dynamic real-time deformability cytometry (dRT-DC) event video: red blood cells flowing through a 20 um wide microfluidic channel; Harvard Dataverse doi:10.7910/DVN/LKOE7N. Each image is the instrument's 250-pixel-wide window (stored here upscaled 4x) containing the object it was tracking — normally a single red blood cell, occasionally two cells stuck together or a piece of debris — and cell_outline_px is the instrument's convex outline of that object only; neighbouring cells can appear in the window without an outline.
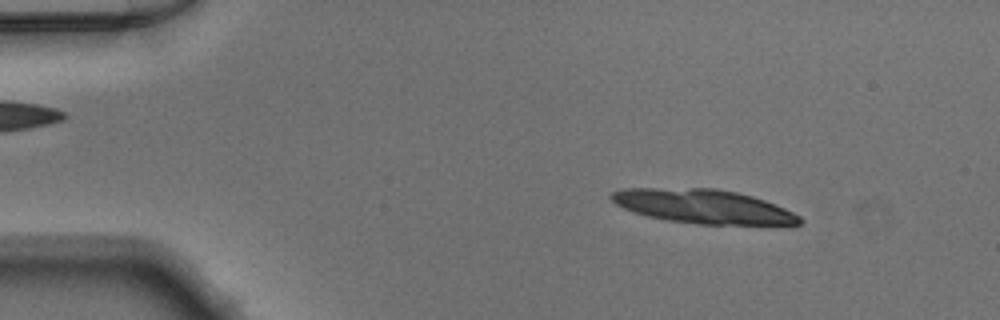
{"species": "Egyptian fruit bat (a non-hibernating species)", "species_latin": "Rousettus aegyptiacus", "temperature_condition": "warm", "stored_images_in_passage": 48, "camera_frame_rate_fps": 3000, "um_per_image_px": 0.085, "animal": {"sex": "male"}, "frame": {"image": 1, "passage_image": 6, "time_ms": 1.667, "image_size_px": [1000, 320], "cell_outline_px": [[804, 220], [800, 224], [700, 224], [668, 220], [648, 216], [632, 212], [616, 204], [608, 196], [612, 192], [620, 188], [716, 188], [736, 192], [752, 196], [764, 200], [784, 208], [800, 216]], "centroid_in_image_um": [59.73, 17.53], "position_along_channel_um": 25.3, "area_um2": 37.11}}
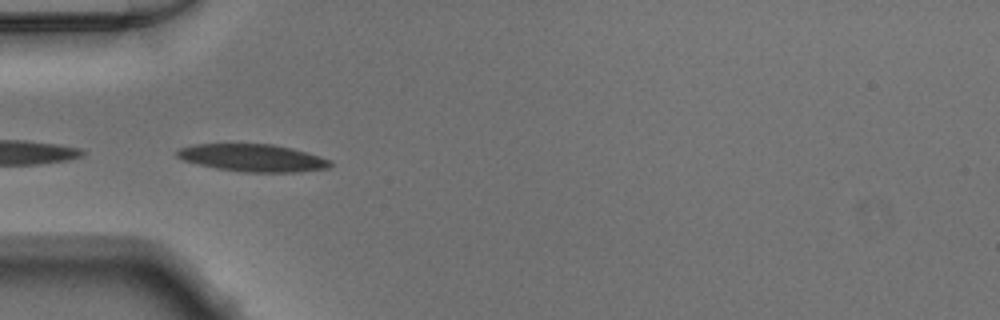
{"frame": {"image": 2, "passage_image": 15, "time_ms": 4.667, "image_size_px": [1000, 320], "cell_outline_px": [[332, 164], [328, 168], [296, 172], [244, 172], [216, 168], [184, 160], [176, 156], [176, 152], [180, 148], [196, 144], [272, 144], [292, 148], [308, 152], [332, 160]], "centroid_in_image_um": [21.53, 13.42], "position_along_channel_um": 63.5, "area_um2": 24.39}}
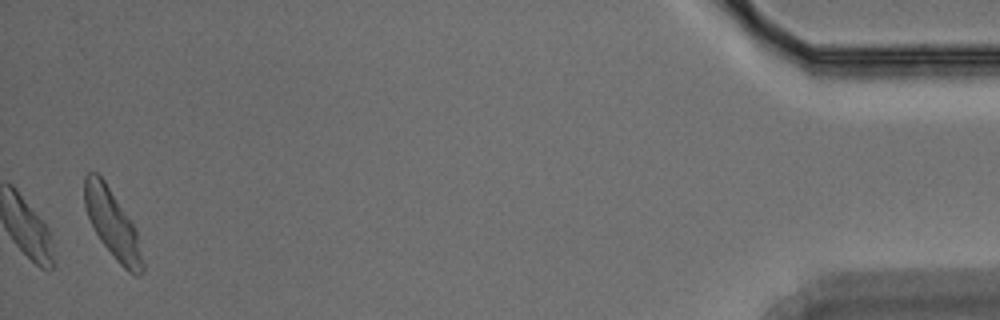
{"frame": {"image": 3, "passage_image": 48, "time_ms": 15.667, "image_size_px": [1000, 320], "cell_outline_px": [[144, 272], [140, 276], [136, 276], [128, 272], [116, 260], [100, 240], [88, 216], [84, 204], [84, 176], [88, 172], [96, 172], [104, 180], [136, 228], [144, 264]], "centroid_in_image_um": [9.57, 19.06], "position_along_channel_um": 425.6, "area_um2": 23.0}}